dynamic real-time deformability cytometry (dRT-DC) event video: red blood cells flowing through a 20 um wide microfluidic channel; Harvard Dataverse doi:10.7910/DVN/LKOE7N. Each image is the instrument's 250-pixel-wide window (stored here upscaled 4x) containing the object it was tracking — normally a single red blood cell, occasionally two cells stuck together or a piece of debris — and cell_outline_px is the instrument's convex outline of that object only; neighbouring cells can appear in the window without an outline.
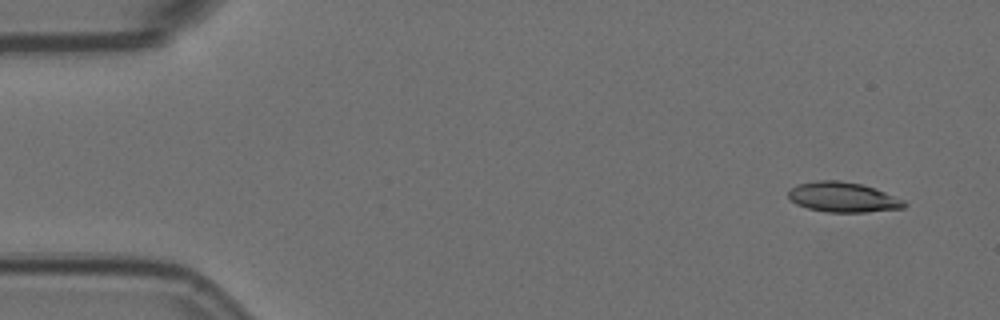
{"species": "Egyptian fruit bat (a non-hibernating species)", "species_latin": "Rousettus aegyptiacus", "temperature_condition": "room temperature", "stored_images_in_passage": 8, "camera_frame_rate_fps": 3000, "um_per_image_px": 0.085, "animal": {"sex": "female"}, "frame": {"image": 1, "passage_image": 1, "time_ms": 0.0, "image_size_px": [1000, 320], "cell_outline_px": [[908, 204], [904, 208], [864, 212], [828, 212], [808, 208], [796, 204], [788, 196], [788, 192], [792, 188], [800, 184], [820, 180], [836, 180], [860, 184], [884, 192], [904, 200]], "centroid_in_image_um": [71.66, 16.77], "position_along_channel_um": 13.3, "area_um2": 19.88}}
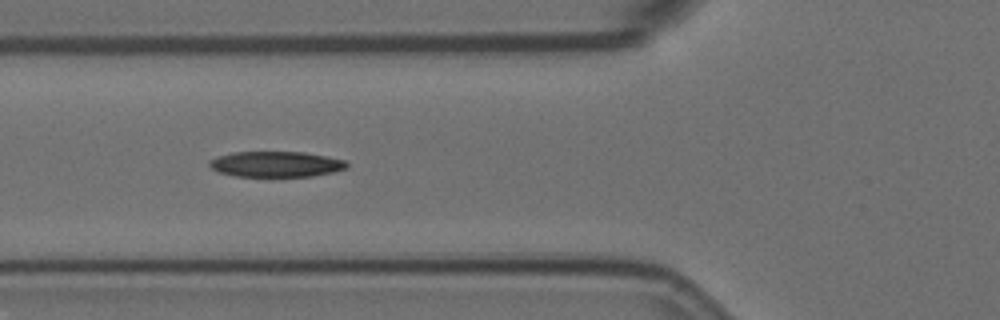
{"frame": {"image": 2, "passage_image": 6, "time_ms": 1.667, "image_size_px": [1000, 320], "cell_outline_px": [[348, 168], [332, 172], [312, 176], [236, 176], [220, 172], [212, 168], [208, 164], [208, 160], [216, 156], [232, 152], [304, 152], [328, 156], [344, 160], [348, 164]], "centroid_in_image_um": [23.45, 13.94], "position_along_channel_um": 102.3, "area_um2": 20.52}}
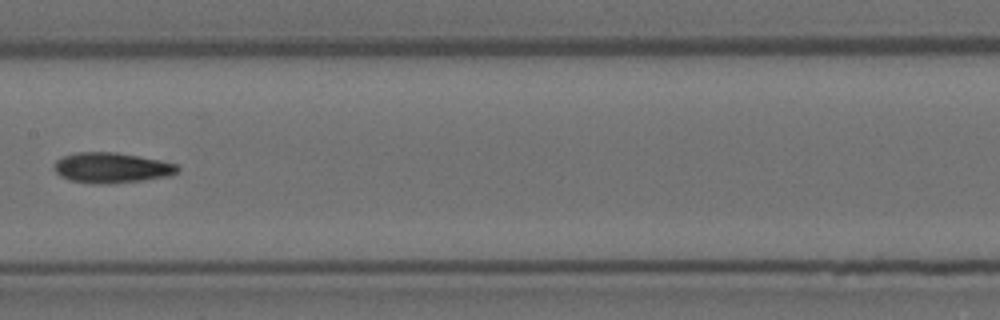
{"frame": {"image": 3, "passage_image": 8, "time_ms": 2.333, "image_size_px": [1000, 320], "cell_outline_px": [[180, 168], [176, 172], [168, 176], [144, 180], [108, 184], [68, 180], [60, 176], [52, 168], [56, 160], [60, 156], [76, 152], [116, 152], [176, 164]], "centroid_in_image_um": [9.41, 14.25], "position_along_channel_um": 198.0, "area_um2": 21.68}}